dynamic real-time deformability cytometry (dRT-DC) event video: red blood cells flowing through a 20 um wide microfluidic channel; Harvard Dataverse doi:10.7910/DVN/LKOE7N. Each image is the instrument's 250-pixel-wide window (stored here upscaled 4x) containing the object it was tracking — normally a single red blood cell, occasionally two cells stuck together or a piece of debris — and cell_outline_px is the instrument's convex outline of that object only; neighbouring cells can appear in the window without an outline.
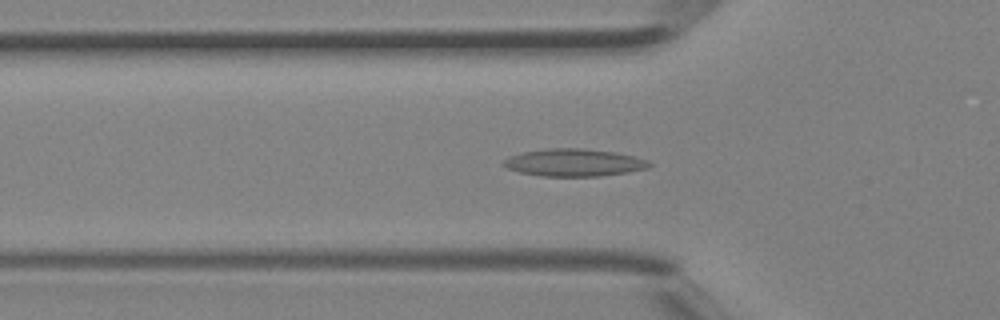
{"species": "Egyptian fruit bat (a non-hibernating species)", "species_latin": "Rousettus aegyptiacus", "temperature_condition": "room temperature", "stored_images_in_passage": 42, "camera_frame_rate_fps": 3000, "um_per_image_px": 0.085, "animal": {"sex": "female"}, "frame": {"image": 1, "passage_image": 13, "time_ms": 4.0, "image_size_px": [1000, 320], "cell_outline_px": [[652, 164], [648, 168], [628, 172], [600, 176], [540, 176], [520, 172], [508, 168], [500, 164], [508, 156], [520, 152], [548, 148], [584, 148], [612, 152], [632, 156], [648, 160]], "centroid_in_image_um": [48.74, 13.81], "position_along_channel_um": 77.1, "area_um2": 23.35}}
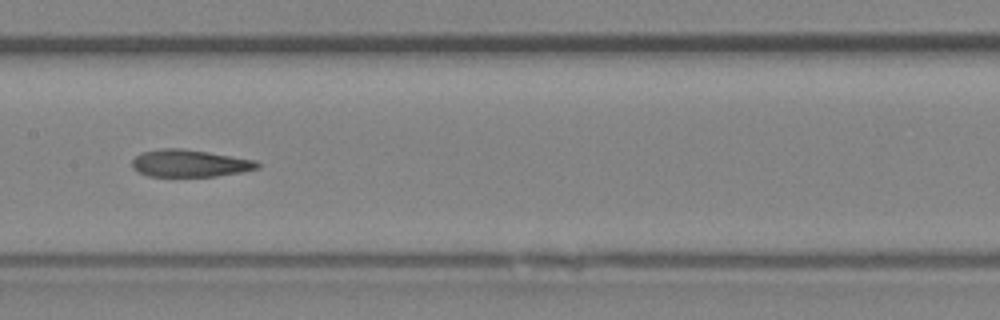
{"frame": {"image": 2, "passage_image": 20, "time_ms": 6.333, "image_size_px": [1000, 320], "cell_outline_px": [[260, 168], [240, 172], [216, 176], [148, 176], [132, 168], [132, 160], [140, 152], [160, 148], [180, 148], [208, 152], [256, 160], [260, 164]], "centroid_in_image_um": [16.11, 13.87], "position_along_channel_um": 191.3, "area_um2": 19.88}}
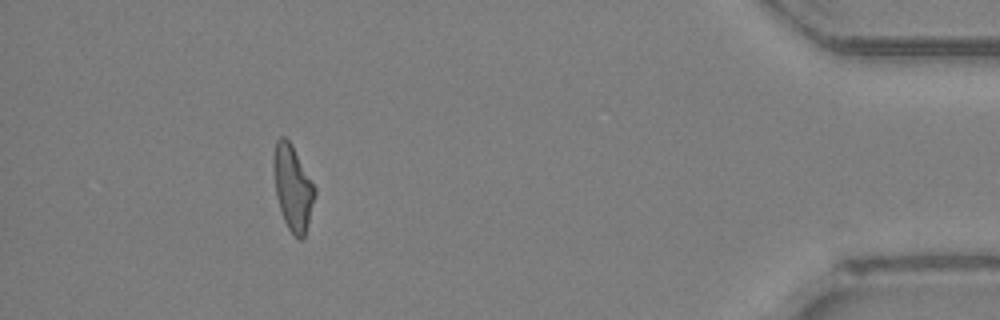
{"frame": {"image": 3, "passage_image": 37, "time_ms": 12.0, "image_size_px": [1000, 320], "cell_outline_px": [[316, 192], [304, 236], [300, 240], [288, 228], [284, 220], [276, 196], [272, 168], [272, 160], [276, 140], [280, 136], [284, 136], [292, 144], [316, 188]], "centroid_in_image_um": [24.86, 15.89], "position_along_channel_um": 410.3, "area_um2": 20.35}}